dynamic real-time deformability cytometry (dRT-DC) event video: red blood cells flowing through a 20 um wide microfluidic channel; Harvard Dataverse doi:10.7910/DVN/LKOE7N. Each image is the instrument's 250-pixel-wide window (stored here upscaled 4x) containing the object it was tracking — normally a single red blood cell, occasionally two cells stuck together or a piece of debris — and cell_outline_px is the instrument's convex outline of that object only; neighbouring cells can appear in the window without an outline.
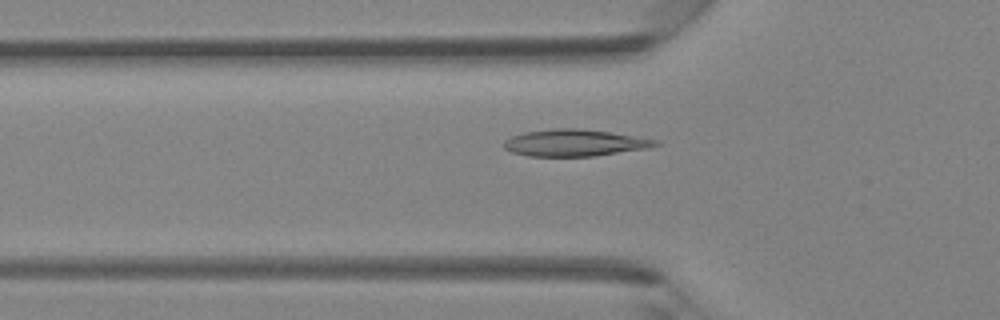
{"species": "Egyptian fruit bat (a non-hibernating species)", "species_latin": "Rousettus aegyptiacus", "temperature_condition": "room temperature", "stored_images_in_passage": 42, "camera_frame_rate_fps": 3000, "um_per_image_px": 0.085, "animal": {"sex": "female"}, "frame": {"image": 1, "passage_image": 14, "time_ms": 4.333, "image_size_px": [1000, 320], "cell_outline_px": [[660, 144], [648, 148], [596, 156], [528, 156], [512, 152], [504, 148], [504, 140], [512, 136], [524, 132], [552, 128], [580, 128], [608, 132], [660, 140]], "centroid_in_image_um": [48.84, 12.14], "position_along_channel_um": 77.0, "area_um2": 23.7}}
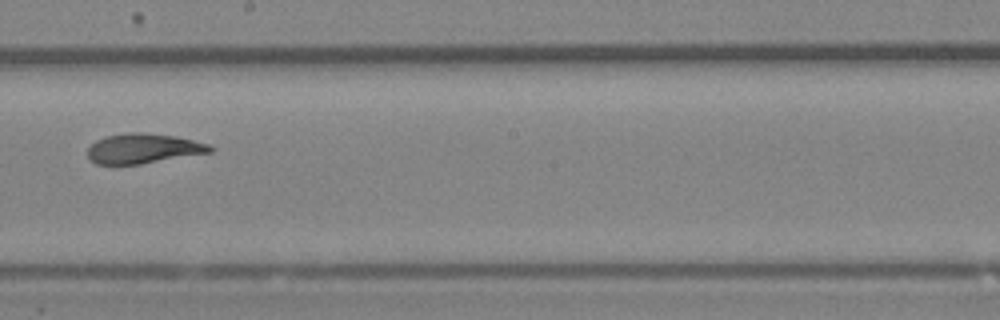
{"frame": {"image": 2, "passage_image": 24, "time_ms": 7.667, "image_size_px": [1000, 320], "cell_outline_px": [[216, 148], [212, 152], [140, 164], [96, 164], [88, 156], [88, 148], [96, 140], [104, 136], [128, 132], [140, 132], [172, 136], [192, 140], [208, 144]], "centroid_in_image_um": [12.17, 12.62], "position_along_channel_um": 236.0, "area_um2": 21.15}}
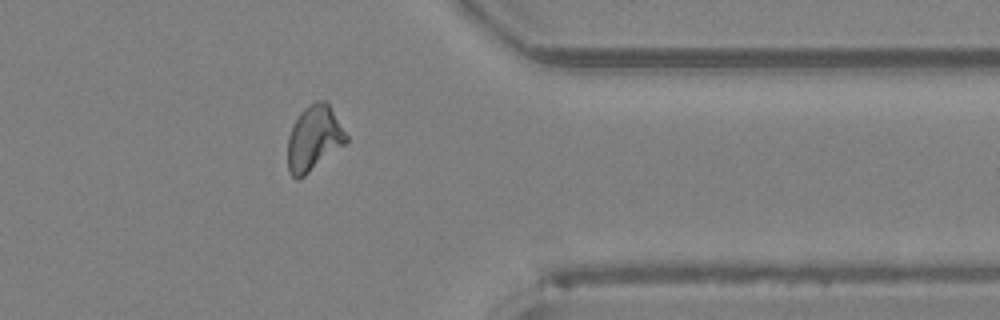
{"frame": {"image": 3, "passage_image": 34, "time_ms": 11.0, "image_size_px": [1000, 320], "cell_outline_px": [[348, 140], [344, 144], [300, 180], [296, 180], [288, 172], [288, 136], [300, 112], [304, 108], [316, 100], [328, 100], [348, 136]], "centroid_in_image_um": [26.69, 11.75], "position_along_channel_um": 384.7, "area_um2": 22.31}}